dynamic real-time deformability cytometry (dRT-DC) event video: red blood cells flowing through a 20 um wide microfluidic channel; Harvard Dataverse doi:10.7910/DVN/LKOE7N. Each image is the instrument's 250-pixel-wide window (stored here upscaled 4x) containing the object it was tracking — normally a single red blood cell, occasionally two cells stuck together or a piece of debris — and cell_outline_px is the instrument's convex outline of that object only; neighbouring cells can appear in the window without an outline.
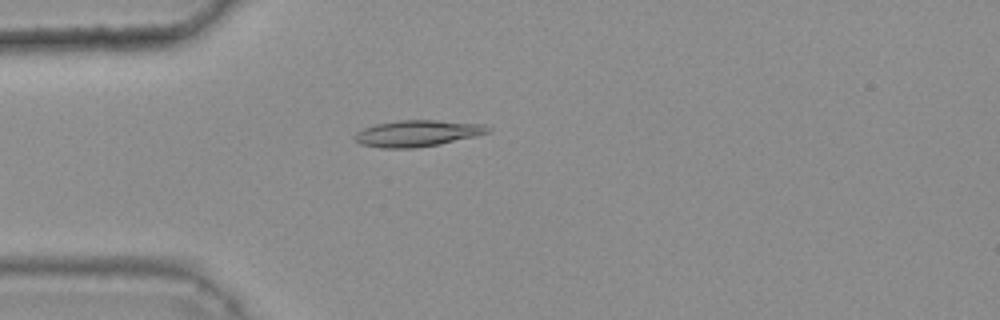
{"species": "common noctule bat (a hibernating species)", "species_latin": "Nyctalus noctula", "temperature_condition": "warm", "stored_images_in_passage": 47, "camera_frame_rate_fps": 3000, "um_per_image_px": 0.085, "animal": {"sex": "female", "body_mass_g": 25.1}, "frame": {"image": 1, "passage_image": 14, "time_ms": 4.333, "image_size_px": [1000, 320], "cell_outline_px": [[492, 132], [476, 136], [440, 144], [416, 148], [380, 148], [360, 144], [352, 136], [356, 132], [364, 128], [376, 124], [400, 120], [436, 120], [484, 124], [492, 128]], "centroid_in_image_um": [35.5, 11.34], "position_along_channel_um": 49.5, "area_um2": 20.63}}
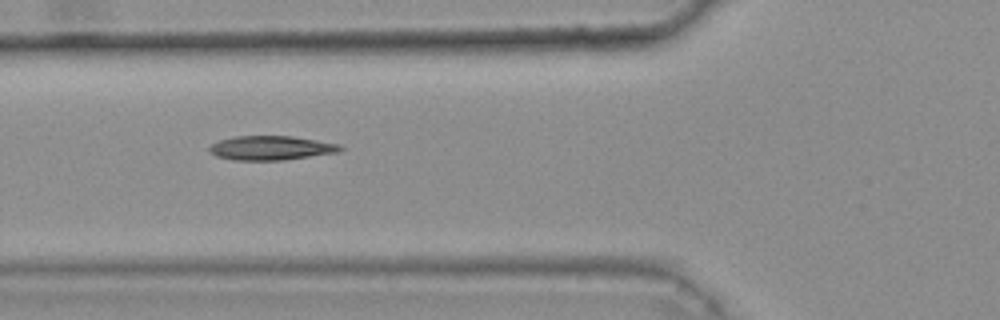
{"frame": {"image": 2, "passage_image": 19, "time_ms": 6.0, "image_size_px": [1000, 320], "cell_outline_px": [[344, 148], [340, 152], [284, 160], [232, 160], [216, 156], [208, 152], [208, 148], [212, 144], [220, 140], [232, 136], [292, 136], [340, 144]], "centroid_in_image_um": [23.03, 12.58], "position_along_channel_um": 102.8, "area_um2": 18.61}}
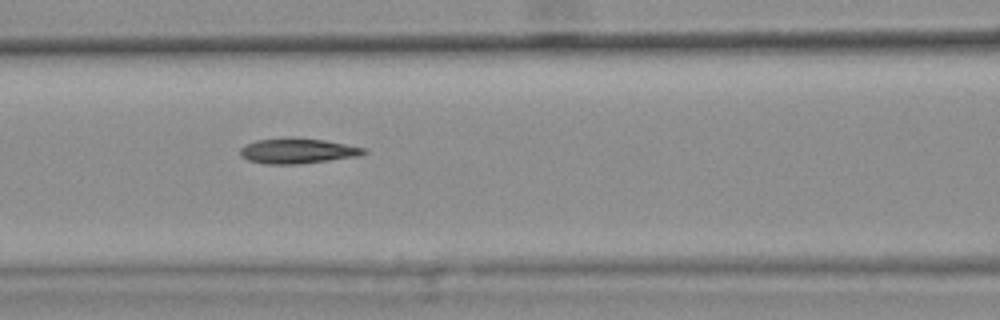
{"frame": {"image": 3, "passage_image": 22, "time_ms": 7.0, "image_size_px": [1000, 320], "cell_outline_px": [[368, 152], [356, 156], [300, 164], [264, 164], [248, 160], [240, 156], [240, 148], [244, 144], [256, 140], [284, 136], [292, 136], [324, 140], [368, 148]], "centroid_in_image_um": [25.24, 12.8], "position_along_channel_um": 141.4, "area_um2": 18.61}, "authors_computed_cell_mechanics": {"area_um2": 18.496, "velocity_mm_per_s": 3.8289, "shape_relaxation_time_tau1_ms": 10.2485, "shape_relaxation_time_tau2_ms": 9.3068, "deformation_change_tau1": 0.2437, "deformation_change_tau2": 0.1609}}